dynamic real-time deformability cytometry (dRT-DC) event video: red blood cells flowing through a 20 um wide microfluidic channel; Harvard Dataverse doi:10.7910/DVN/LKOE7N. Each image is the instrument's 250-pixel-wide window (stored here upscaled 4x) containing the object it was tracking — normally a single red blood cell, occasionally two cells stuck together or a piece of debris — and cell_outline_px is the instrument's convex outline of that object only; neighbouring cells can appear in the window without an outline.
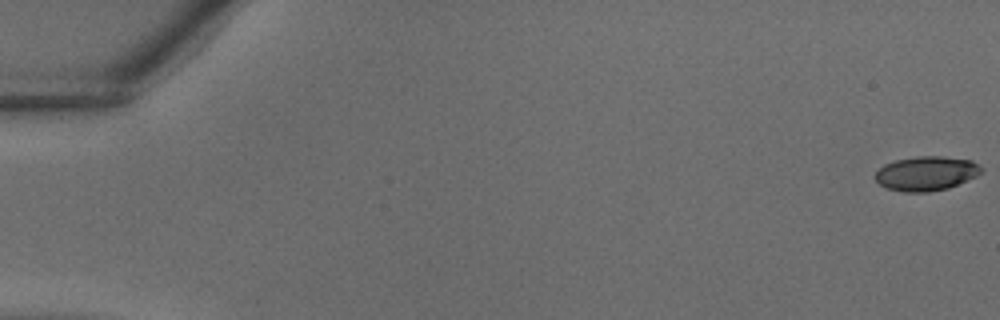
{"species": "common noctule bat (a hibernating species)", "species_latin": "Nyctalus noctula", "temperature_condition": "warm", "stored_images_in_passage": 39, "camera_frame_rate_fps": 3000, "um_per_image_px": 0.085, "animal": {"sex": "male", "body_mass_g": 18.8}, "frame": {"image": 1, "passage_image": 1, "time_ms": 0.0, "image_size_px": [1000, 320], "cell_outline_px": [[984, 168], [976, 176], [948, 188], [928, 192], [904, 192], [888, 188], [880, 184], [876, 180], [876, 172], [884, 164], [896, 160], [916, 156], [940, 156], [972, 160]], "centroid_in_image_um": [78.74, 14.73], "position_along_channel_um": 6.3, "area_um2": 21.1}}
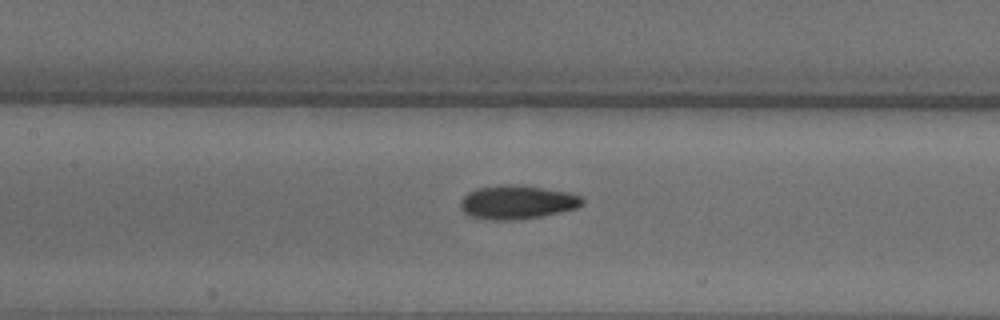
{"frame": {"image": 2, "passage_image": 19, "time_ms": 6.0, "image_size_px": [1000, 320], "cell_outline_px": [[584, 204], [576, 208], [560, 212], [520, 220], [492, 220], [468, 216], [460, 208], [460, 200], [468, 192], [476, 188], [544, 188], [568, 192], [580, 196], [584, 200]], "centroid_in_image_um": [43.96, 17.25], "position_along_channel_um": 163.4, "area_um2": 23.0}}
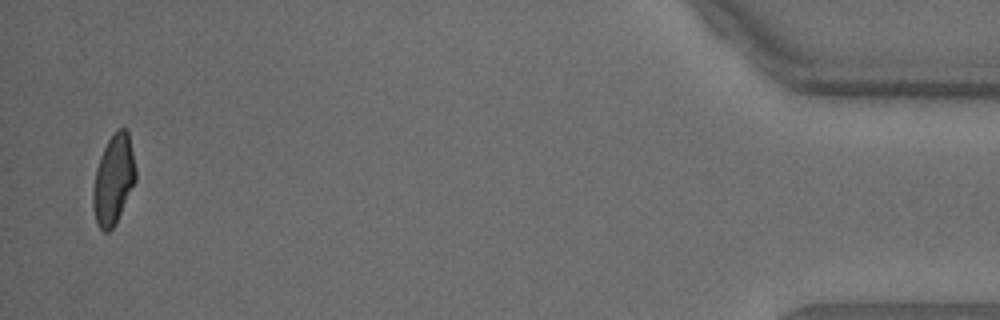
{"frame": {"image": 3, "passage_image": 38, "time_ms": 12.333, "image_size_px": [1000, 320], "cell_outline_px": [[136, 180], [116, 224], [108, 232], [104, 232], [100, 228], [96, 220], [92, 204], [92, 192], [96, 168], [100, 156], [108, 140], [116, 128], [128, 128], [136, 168]], "centroid_in_image_um": [9.66, 15.24], "position_along_channel_um": 425.5, "area_um2": 22.48}}